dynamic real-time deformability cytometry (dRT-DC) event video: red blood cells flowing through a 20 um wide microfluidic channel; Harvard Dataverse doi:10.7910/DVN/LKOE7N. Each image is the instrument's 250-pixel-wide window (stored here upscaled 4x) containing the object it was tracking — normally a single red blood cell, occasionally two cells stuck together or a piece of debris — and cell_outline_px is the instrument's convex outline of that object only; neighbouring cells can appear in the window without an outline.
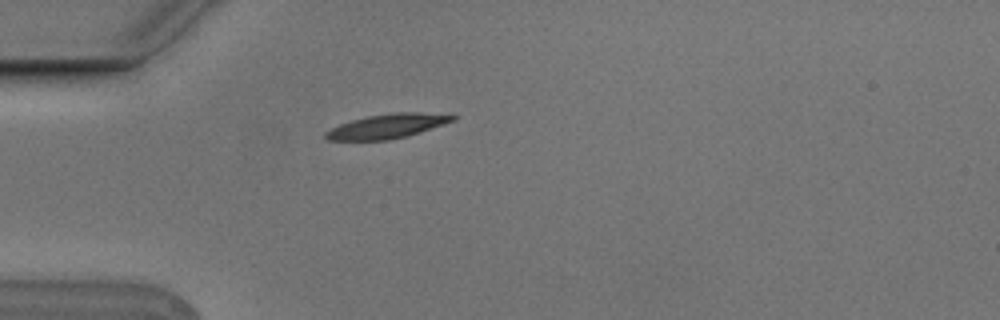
{"species": "Egyptian fruit bat (a non-hibernating species)", "species_latin": "Rousettus aegyptiacus", "temperature_condition": "cold", "stored_images_in_passage": 1, "camera_frame_rate_fps": 3000, "um_per_image_px": 0.085, "animal": {"sex": "male"}, "frame": {"image": 1, "passage_image": 1, "time_ms": 0.0, "image_size_px": [1000, 320], "cell_outline_px": [[456, 120], [408, 136], [388, 140], [328, 140], [324, 136], [324, 132], [340, 124], [352, 120], [368, 116], [392, 112], [416, 112], [456, 116]], "centroid_in_image_um": [32.89, 10.73], "position_along_channel_um": 52.1, "area_um2": 17.86}}